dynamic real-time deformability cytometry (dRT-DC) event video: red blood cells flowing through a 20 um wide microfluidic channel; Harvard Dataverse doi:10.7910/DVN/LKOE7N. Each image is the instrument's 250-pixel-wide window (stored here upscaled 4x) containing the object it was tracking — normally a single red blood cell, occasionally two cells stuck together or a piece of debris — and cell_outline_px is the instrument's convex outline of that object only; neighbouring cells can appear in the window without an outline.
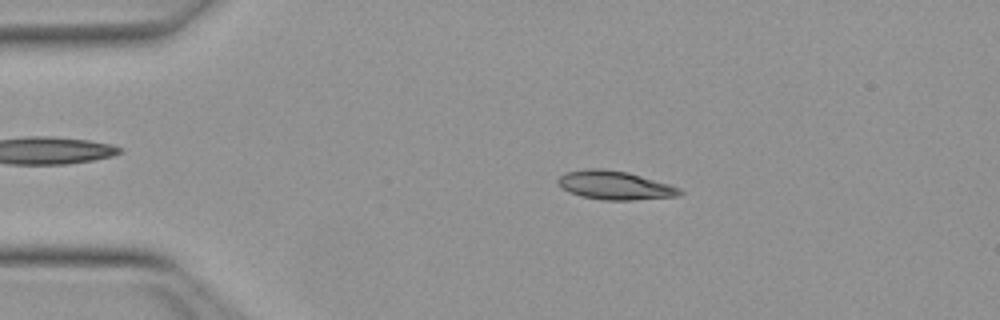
{"species": "Egyptian fruit bat (a non-hibernating species)", "species_latin": "Rousettus aegyptiacus", "temperature_condition": "warm", "stored_images_in_passage": 50, "camera_frame_rate_fps": 3000, "um_per_image_px": 0.085, "animal": {"sex": "female"}, "frame": {"image": 1, "passage_image": 9, "time_ms": 2.667, "image_size_px": [1000, 320], "cell_outline_px": [[684, 192], [676, 196], [632, 200], [604, 200], [580, 196], [568, 192], [556, 180], [564, 172], [588, 168], [600, 168], [628, 172], [668, 184], [680, 188]], "centroid_in_image_um": [52.23, 15.74], "position_along_channel_um": 32.8, "area_um2": 20.23}}
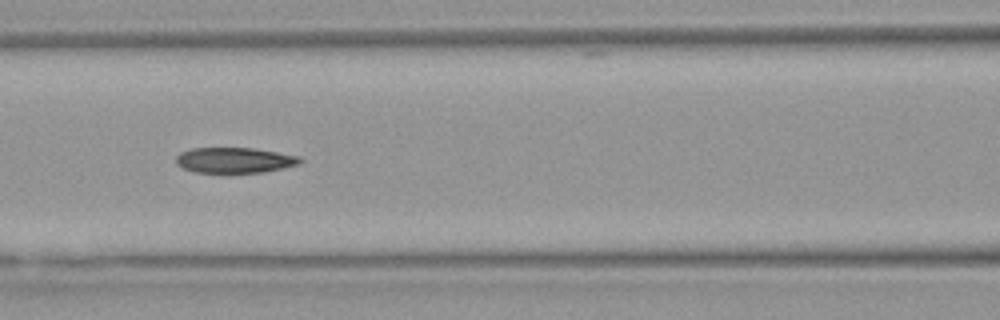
{"frame": {"image": 2, "passage_image": 21, "time_ms": 6.667, "image_size_px": [1000, 320], "cell_outline_px": [[304, 160], [300, 164], [264, 172], [224, 176], [196, 172], [184, 168], [176, 164], [176, 156], [180, 152], [192, 148], [252, 148], [300, 156]], "centroid_in_image_um": [19.92, 13.67], "position_along_channel_um": 146.7, "area_um2": 19.31}}
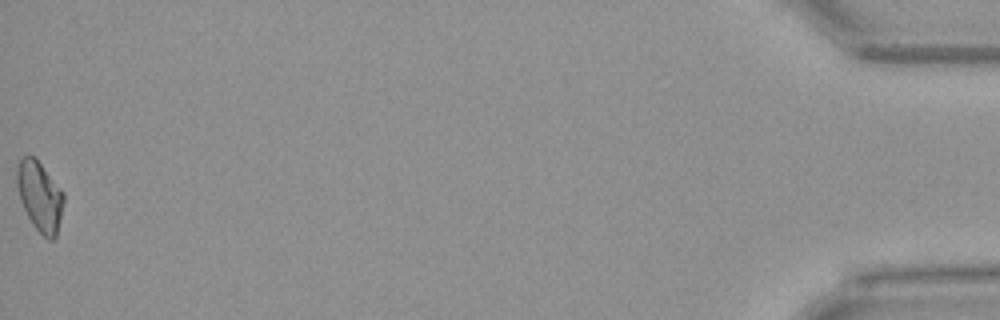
{"frame": {"image": 3, "passage_image": 50, "time_ms": 16.333, "image_size_px": [1000, 320], "cell_outline_px": [[64, 200], [56, 236], [52, 240], [48, 240], [32, 224], [20, 200], [16, 184], [16, 168], [20, 160], [24, 156], [36, 156], [64, 192]], "centroid_in_image_um": [3.38, 16.64], "position_along_channel_um": 431.8, "area_um2": 19.13}, "authors_computed_cell_mechanics": {"area_um2": 19.2763, "velocity_mm_per_s": 4.0064, "shape_relaxation_time_tau1_ms": 6.9622, "shape_relaxation_time_tau2_ms": 3.4428, "deformation_change_tau1": 0.2076, "deformation_change_tau2": 0.1011}}